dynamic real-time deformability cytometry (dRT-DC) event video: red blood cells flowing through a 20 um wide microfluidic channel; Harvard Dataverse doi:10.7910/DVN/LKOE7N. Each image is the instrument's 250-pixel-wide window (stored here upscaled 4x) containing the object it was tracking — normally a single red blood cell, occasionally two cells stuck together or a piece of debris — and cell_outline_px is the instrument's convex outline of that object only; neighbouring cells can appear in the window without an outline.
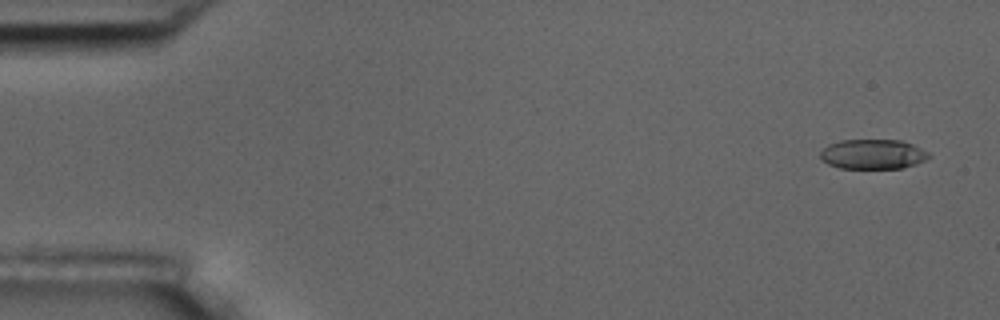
{"species": "common noctule bat (a hibernating species)", "species_latin": "Nyctalus noctula", "temperature_condition": "room temperature", "stored_images_in_passage": 57, "camera_frame_rate_fps": 3000, "um_per_image_px": 0.085, "animal": {"sex": "male", "body_mass_g": 17.5, "forearm_length_mm": 52.3}, "frame": {"image": 1, "passage_image": 3, "time_ms": 0.667, "image_size_px": [1000, 320], "cell_outline_px": [[932, 156], [916, 164], [900, 168], [840, 168], [828, 164], [820, 156], [820, 152], [828, 144], [840, 140], [900, 140], [912, 144], [928, 152]], "centroid_in_image_um": [74.19, 13.1], "position_along_channel_um": 10.8, "area_um2": 18.73}}
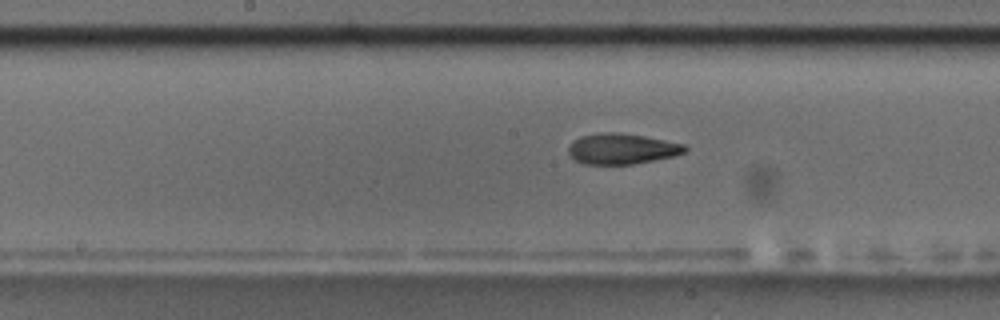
{"frame": {"image": 2, "passage_image": 29, "time_ms": 9.333, "image_size_px": [1000, 320], "cell_outline_px": [[688, 148], [684, 152], [676, 156], [632, 164], [584, 164], [576, 160], [568, 152], [568, 148], [580, 136], [600, 132], [620, 132], [644, 136], [684, 144]], "centroid_in_image_um": [52.88, 12.64], "position_along_channel_um": 195.3, "area_um2": 20.69}}
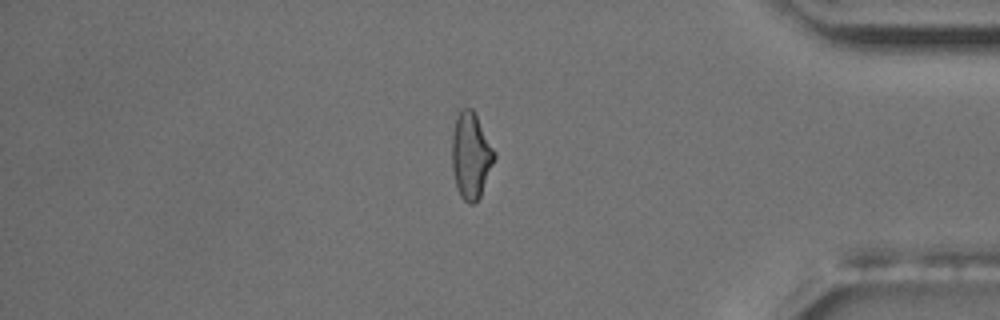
{"frame": {"image": 3, "passage_image": 48, "time_ms": 15.667, "image_size_px": [1000, 320], "cell_outline_px": [[496, 156], [480, 196], [472, 204], [468, 204], [460, 196], [456, 184], [452, 168], [452, 132], [456, 116], [460, 108], [472, 108], [496, 152]], "centroid_in_image_um": [40.01, 13.19], "position_along_channel_um": 395.2, "area_um2": 21.21}, "authors_computed_cell_mechanics": {"area_um2": 20.808, "velocity_mm_per_s": 3.6086, "shape_relaxation_time_tau1_ms": 9.0276, "shape_relaxation_time_tau2_ms": 2.6796, "deformation_change_tau1": 0.2262, "deformation_change_tau2": 0.0917}}